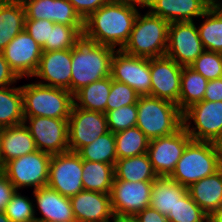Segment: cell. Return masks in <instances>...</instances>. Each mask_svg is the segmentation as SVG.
<instances>
[{
	"label": "cell",
	"mask_w": 222,
	"mask_h": 222,
	"mask_svg": "<svg viewBox=\"0 0 222 222\" xmlns=\"http://www.w3.org/2000/svg\"><path fill=\"white\" fill-rule=\"evenodd\" d=\"M183 125L178 105L150 95L137 102V124L149 140L176 132Z\"/></svg>",
	"instance_id": "cell-5"
},
{
	"label": "cell",
	"mask_w": 222,
	"mask_h": 222,
	"mask_svg": "<svg viewBox=\"0 0 222 222\" xmlns=\"http://www.w3.org/2000/svg\"><path fill=\"white\" fill-rule=\"evenodd\" d=\"M82 171L83 160L77 152L52 155L47 186L71 198L84 190Z\"/></svg>",
	"instance_id": "cell-9"
},
{
	"label": "cell",
	"mask_w": 222,
	"mask_h": 222,
	"mask_svg": "<svg viewBox=\"0 0 222 222\" xmlns=\"http://www.w3.org/2000/svg\"><path fill=\"white\" fill-rule=\"evenodd\" d=\"M220 147V151H222V140L218 143Z\"/></svg>",
	"instance_id": "cell-52"
},
{
	"label": "cell",
	"mask_w": 222,
	"mask_h": 222,
	"mask_svg": "<svg viewBox=\"0 0 222 222\" xmlns=\"http://www.w3.org/2000/svg\"><path fill=\"white\" fill-rule=\"evenodd\" d=\"M192 140L183 125L174 133L149 140L147 155L158 176H169Z\"/></svg>",
	"instance_id": "cell-12"
},
{
	"label": "cell",
	"mask_w": 222,
	"mask_h": 222,
	"mask_svg": "<svg viewBox=\"0 0 222 222\" xmlns=\"http://www.w3.org/2000/svg\"><path fill=\"white\" fill-rule=\"evenodd\" d=\"M108 129L116 133L137 124V104L122 106L105 113Z\"/></svg>",
	"instance_id": "cell-39"
},
{
	"label": "cell",
	"mask_w": 222,
	"mask_h": 222,
	"mask_svg": "<svg viewBox=\"0 0 222 222\" xmlns=\"http://www.w3.org/2000/svg\"><path fill=\"white\" fill-rule=\"evenodd\" d=\"M208 222H222V206L208 216Z\"/></svg>",
	"instance_id": "cell-48"
},
{
	"label": "cell",
	"mask_w": 222,
	"mask_h": 222,
	"mask_svg": "<svg viewBox=\"0 0 222 222\" xmlns=\"http://www.w3.org/2000/svg\"><path fill=\"white\" fill-rule=\"evenodd\" d=\"M114 174L115 180L128 182L154 181L158 177L153 170L147 153L117 159Z\"/></svg>",
	"instance_id": "cell-27"
},
{
	"label": "cell",
	"mask_w": 222,
	"mask_h": 222,
	"mask_svg": "<svg viewBox=\"0 0 222 222\" xmlns=\"http://www.w3.org/2000/svg\"><path fill=\"white\" fill-rule=\"evenodd\" d=\"M212 5V0H152L147 7L152 14L172 23L202 18Z\"/></svg>",
	"instance_id": "cell-21"
},
{
	"label": "cell",
	"mask_w": 222,
	"mask_h": 222,
	"mask_svg": "<svg viewBox=\"0 0 222 222\" xmlns=\"http://www.w3.org/2000/svg\"><path fill=\"white\" fill-rule=\"evenodd\" d=\"M53 26L54 22L50 20L25 19L24 29L41 47H43L45 42L49 41L50 27Z\"/></svg>",
	"instance_id": "cell-41"
},
{
	"label": "cell",
	"mask_w": 222,
	"mask_h": 222,
	"mask_svg": "<svg viewBox=\"0 0 222 222\" xmlns=\"http://www.w3.org/2000/svg\"><path fill=\"white\" fill-rule=\"evenodd\" d=\"M110 90L111 76L94 81L74 94V105L85 110L106 113Z\"/></svg>",
	"instance_id": "cell-28"
},
{
	"label": "cell",
	"mask_w": 222,
	"mask_h": 222,
	"mask_svg": "<svg viewBox=\"0 0 222 222\" xmlns=\"http://www.w3.org/2000/svg\"><path fill=\"white\" fill-rule=\"evenodd\" d=\"M111 220H113L112 222H139L135 215L113 214Z\"/></svg>",
	"instance_id": "cell-47"
},
{
	"label": "cell",
	"mask_w": 222,
	"mask_h": 222,
	"mask_svg": "<svg viewBox=\"0 0 222 222\" xmlns=\"http://www.w3.org/2000/svg\"><path fill=\"white\" fill-rule=\"evenodd\" d=\"M153 181L113 180L110 200L113 214L136 215L150 206Z\"/></svg>",
	"instance_id": "cell-15"
},
{
	"label": "cell",
	"mask_w": 222,
	"mask_h": 222,
	"mask_svg": "<svg viewBox=\"0 0 222 222\" xmlns=\"http://www.w3.org/2000/svg\"><path fill=\"white\" fill-rule=\"evenodd\" d=\"M76 222H110V194L82 190L70 198Z\"/></svg>",
	"instance_id": "cell-20"
},
{
	"label": "cell",
	"mask_w": 222,
	"mask_h": 222,
	"mask_svg": "<svg viewBox=\"0 0 222 222\" xmlns=\"http://www.w3.org/2000/svg\"><path fill=\"white\" fill-rule=\"evenodd\" d=\"M169 222H208V215L187 192L167 216Z\"/></svg>",
	"instance_id": "cell-36"
},
{
	"label": "cell",
	"mask_w": 222,
	"mask_h": 222,
	"mask_svg": "<svg viewBox=\"0 0 222 222\" xmlns=\"http://www.w3.org/2000/svg\"><path fill=\"white\" fill-rule=\"evenodd\" d=\"M111 77L127 84L140 96H151L150 58L116 49L111 60Z\"/></svg>",
	"instance_id": "cell-10"
},
{
	"label": "cell",
	"mask_w": 222,
	"mask_h": 222,
	"mask_svg": "<svg viewBox=\"0 0 222 222\" xmlns=\"http://www.w3.org/2000/svg\"><path fill=\"white\" fill-rule=\"evenodd\" d=\"M114 1H120V2H125V3H131L134 5H138L141 8L147 7L152 0H114Z\"/></svg>",
	"instance_id": "cell-49"
},
{
	"label": "cell",
	"mask_w": 222,
	"mask_h": 222,
	"mask_svg": "<svg viewBox=\"0 0 222 222\" xmlns=\"http://www.w3.org/2000/svg\"><path fill=\"white\" fill-rule=\"evenodd\" d=\"M71 61L72 49L43 51L38 69L32 77L42 79V82H36L41 85L71 92Z\"/></svg>",
	"instance_id": "cell-18"
},
{
	"label": "cell",
	"mask_w": 222,
	"mask_h": 222,
	"mask_svg": "<svg viewBox=\"0 0 222 222\" xmlns=\"http://www.w3.org/2000/svg\"><path fill=\"white\" fill-rule=\"evenodd\" d=\"M84 26H68L54 23L50 27L49 41L45 42L42 51L72 49L83 38Z\"/></svg>",
	"instance_id": "cell-35"
},
{
	"label": "cell",
	"mask_w": 222,
	"mask_h": 222,
	"mask_svg": "<svg viewBox=\"0 0 222 222\" xmlns=\"http://www.w3.org/2000/svg\"><path fill=\"white\" fill-rule=\"evenodd\" d=\"M139 222H169L168 218L149 206L135 215Z\"/></svg>",
	"instance_id": "cell-46"
},
{
	"label": "cell",
	"mask_w": 222,
	"mask_h": 222,
	"mask_svg": "<svg viewBox=\"0 0 222 222\" xmlns=\"http://www.w3.org/2000/svg\"><path fill=\"white\" fill-rule=\"evenodd\" d=\"M25 18L21 0H0V52L24 30Z\"/></svg>",
	"instance_id": "cell-26"
},
{
	"label": "cell",
	"mask_w": 222,
	"mask_h": 222,
	"mask_svg": "<svg viewBox=\"0 0 222 222\" xmlns=\"http://www.w3.org/2000/svg\"><path fill=\"white\" fill-rule=\"evenodd\" d=\"M52 155L36 150L7 162L1 171L18 190L33 187L34 190L47 186L49 165Z\"/></svg>",
	"instance_id": "cell-8"
},
{
	"label": "cell",
	"mask_w": 222,
	"mask_h": 222,
	"mask_svg": "<svg viewBox=\"0 0 222 222\" xmlns=\"http://www.w3.org/2000/svg\"><path fill=\"white\" fill-rule=\"evenodd\" d=\"M36 222H57V221H36Z\"/></svg>",
	"instance_id": "cell-53"
},
{
	"label": "cell",
	"mask_w": 222,
	"mask_h": 222,
	"mask_svg": "<svg viewBox=\"0 0 222 222\" xmlns=\"http://www.w3.org/2000/svg\"><path fill=\"white\" fill-rule=\"evenodd\" d=\"M169 25L167 20L149 10L145 15H141L139 11L129 39L121 50L145 58L165 56Z\"/></svg>",
	"instance_id": "cell-4"
},
{
	"label": "cell",
	"mask_w": 222,
	"mask_h": 222,
	"mask_svg": "<svg viewBox=\"0 0 222 222\" xmlns=\"http://www.w3.org/2000/svg\"><path fill=\"white\" fill-rule=\"evenodd\" d=\"M80 17L85 20L91 13L112 0H68Z\"/></svg>",
	"instance_id": "cell-42"
},
{
	"label": "cell",
	"mask_w": 222,
	"mask_h": 222,
	"mask_svg": "<svg viewBox=\"0 0 222 222\" xmlns=\"http://www.w3.org/2000/svg\"><path fill=\"white\" fill-rule=\"evenodd\" d=\"M24 123L21 86L0 88V128Z\"/></svg>",
	"instance_id": "cell-32"
},
{
	"label": "cell",
	"mask_w": 222,
	"mask_h": 222,
	"mask_svg": "<svg viewBox=\"0 0 222 222\" xmlns=\"http://www.w3.org/2000/svg\"><path fill=\"white\" fill-rule=\"evenodd\" d=\"M114 178V165L83 160L84 190L110 194Z\"/></svg>",
	"instance_id": "cell-30"
},
{
	"label": "cell",
	"mask_w": 222,
	"mask_h": 222,
	"mask_svg": "<svg viewBox=\"0 0 222 222\" xmlns=\"http://www.w3.org/2000/svg\"><path fill=\"white\" fill-rule=\"evenodd\" d=\"M114 48L82 38L72 48L71 93L94 81L111 76Z\"/></svg>",
	"instance_id": "cell-2"
},
{
	"label": "cell",
	"mask_w": 222,
	"mask_h": 222,
	"mask_svg": "<svg viewBox=\"0 0 222 222\" xmlns=\"http://www.w3.org/2000/svg\"><path fill=\"white\" fill-rule=\"evenodd\" d=\"M37 150L26 124L0 128V169L9 161Z\"/></svg>",
	"instance_id": "cell-23"
},
{
	"label": "cell",
	"mask_w": 222,
	"mask_h": 222,
	"mask_svg": "<svg viewBox=\"0 0 222 222\" xmlns=\"http://www.w3.org/2000/svg\"><path fill=\"white\" fill-rule=\"evenodd\" d=\"M24 124L34 138L37 150L50 155L69 151L68 119L24 117Z\"/></svg>",
	"instance_id": "cell-13"
},
{
	"label": "cell",
	"mask_w": 222,
	"mask_h": 222,
	"mask_svg": "<svg viewBox=\"0 0 222 222\" xmlns=\"http://www.w3.org/2000/svg\"><path fill=\"white\" fill-rule=\"evenodd\" d=\"M182 120L192 140L215 143L222 140V101L195 103L182 113Z\"/></svg>",
	"instance_id": "cell-7"
},
{
	"label": "cell",
	"mask_w": 222,
	"mask_h": 222,
	"mask_svg": "<svg viewBox=\"0 0 222 222\" xmlns=\"http://www.w3.org/2000/svg\"><path fill=\"white\" fill-rule=\"evenodd\" d=\"M117 159L147 153L149 139L137 126L114 133Z\"/></svg>",
	"instance_id": "cell-33"
},
{
	"label": "cell",
	"mask_w": 222,
	"mask_h": 222,
	"mask_svg": "<svg viewBox=\"0 0 222 222\" xmlns=\"http://www.w3.org/2000/svg\"><path fill=\"white\" fill-rule=\"evenodd\" d=\"M17 189L0 169V212H5Z\"/></svg>",
	"instance_id": "cell-43"
},
{
	"label": "cell",
	"mask_w": 222,
	"mask_h": 222,
	"mask_svg": "<svg viewBox=\"0 0 222 222\" xmlns=\"http://www.w3.org/2000/svg\"><path fill=\"white\" fill-rule=\"evenodd\" d=\"M208 81L222 77V53L204 50L190 65Z\"/></svg>",
	"instance_id": "cell-37"
},
{
	"label": "cell",
	"mask_w": 222,
	"mask_h": 222,
	"mask_svg": "<svg viewBox=\"0 0 222 222\" xmlns=\"http://www.w3.org/2000/svg\"><path fill=\"white\" fill-rule=\"evenodd\" d=\"M25 19H46L68 26H84V20L68 0H21Z\"/></svg>",
	"instance_id": "cell-19"
},
{
	"label": "cell",
	"mask_w": 222,
	"mask_h": 222,
	"mask_svg": "<svg viewBox=\"0 0 222 222\" xmlns=\"http://www.w3.org/2000/svg\"><path fill=\"white\" fill-rule=\"evenodd\" d=\"M208 80L190 66L182 69L178 108L183 113L191 105L203 101Z\"/></svg>",
	"instance_id": "cell-29"
},
{
	"label": "cell",
	"mask_w": 222,
	"mask_h": 222,
	"mask_svg": "<svg viewBox=\"0 0 222 222\" xmlns=\"http://www.w3.org/2000/svg\"><path fill=\"white\" fill-rule=\"evenodd\" d=\"M188 193L193 201L209 216L222 206V167L214 174L192 183Z\"/></svg>",
	"instance_id": "cell-24"
},
{
	"label": "cell",
	"mask_w": 222,
	"mask_h": 222,
	"mask_svg": "<svg viewBox=\"0 0 222 222\" xmlns=\"http://www.w3.org/2000/svg\"><path fill=\"white\" fill-rule=\"evenodd\" d=\"M138 13L136 5L112 0L84 20L83 38L114 49L118 46L121 50L129 39Z\"/></svg>",
	"instance_id": "cell-1"
},
{
	"label": "cell",
	"mask_w": 222,
	"mask_h": 222,
	"mask_svg": "<svg viewBox=\"0 0 222 222\" xmlns=\"http://www.w3.org/2000/svg\"><path fill=\"white\" fill-rule=\"evenodd\" d=\"M36 206L43 217L36 221L76 222L70 198L62 196L56 190L45 186L33 190Z\"/></svg>",
	"instance_id": "cell-22"
},
{
	"label": "cell",
	"mask_w": 222,
	"mask_h": 222,
	"mask_svg": "<svg viewBox=\"0 0 222 222\" xmlns=\"http://www.w3.org/2000/svg\"><path fill=\"white\" fill-rule=\"evenodd\" d=\"M221 2L222 1H220V0H212V3L215 4V5H222Z\"/></svg>",
	"instance_id": "cell-51"
},
{
	"label": "cell",
	"mask_w": 222,
	"mask_h": 222,
	"mask_svg": "<svg viewBox=\"0 0 222 222\" xmlns=\"http://www.w3.org/2000/svg\"><path fill=\"white\" fill-rule=\"evenodd\" d=\"M182 69L166 55L150 58L151 96L178 105Z\"/></svg>",
	"instance_id": "cell-17"
},
{
	"label": "cell",
	"mask_w": 222,
	"mask_h": 222,
	"mask_svg": "<svg viewBox=\"0 0 222 222\" xmlns=\"http://www.w3.org/2000/svg\"><path fill=\"white\" fill-rule=\"evenodd\" d=\"M42 47L24 29L2 51L10 68L20 78L32 77L38 69Z\"/></svg>",
	"instance_id": "cell-16"
},
{
	"label": "cell",
	"mask_w": 222,
	"mask_h": 222,
	"mask_svg": "<svg viewBox=\"0 0 222 222\" xmlns=\"http://www.w3.org/2000/svg\"><path fill=\"white\" fill-rule=\"evenodd\" d=\"M0 222H11V220L6 216L5 212H0Z\"/></svg>",
	"instance_id": "cell-50"
},
{
	"label": "cell",
	"mask_w": 222,
	"mask_h": 222,
	"mask_svg": "<svg viewBox=\"0 0 222 222\" xmlns=\"http://www.w3.org/2000/svg\"><path fill=\"white\" fill-rule=\"evenodd\" d=\"M140 95L125 83L113 80L111 77V90L106 103V112L122 106L137 104Z\"/></svg>",
	"instance_id": "cell-40"
},
{
	"label": "cell",
	"mask_w": 222,
	"mask_h": 222,
	"mask_svg": "<svg viewBox=\"0 0 222 222\" xmlns=\"http://www.w3.org/2000/svg\"><path fill=\"white\" fill-rule=\"evenodd\" d=\"M204 50L194 21L170 23L166 56L185 67L190 66Z\"/></svg>",
	"instance_id": "cell-14"
},
{
	"label": "cell",
	"mask_w": 222,
	"mask_h": 222,
	"mask_svg": "<svg viewBox=\"0 0 222 222\" xmlns=\"http://www.w3.org/2000/svg\"><path fill=\"white\" fill-rule=\"evenodd\" d=\"M221 167L222 155L218 143L191 140L169 177L188 188Z\"/></svg>",
	"instance_id": "cell-3"
},
{
	"label": "cell",
	"mask_w": 222,
	"mask_h": 222,
	"mask_svg": "<svg viewBox=\"0 0 222 222\" xmlns=\"http://www.w3.org/2000/svg\"><path fill=\"white\" fill-rule=\"evenodd\" d=\"M202 17L197 29L204 49L222 53V5L213 4Z\"/></svg>",
	"instance_id": "cell-31"
},
{
	"label": "cell",
	"mask_w": 222,
	"mask_h": 222,
	"mask_svg": "<svg viewBox=\"0 0 222 222\" xmlns=\"http://www.w3.org/2000/svg\"><path fill=\"white\" fill-rule=\"evenodd\" d=\"M187 192L186 186L175 182L169 176H158L152 184L150 206L167 216Z\"/></svg>",
	"instance_id": "cell-25"
},
{
	"label": "cell",
	"mask_w": 222,
	"mask_h": 222,
	"mask_svg": "<svg viewBox=\"0 0 222 222\" xmlns=\"http://www.w3.org/2000/svg\"><path fill=\"white\" fill-rule=\"evenodd\" d=\"M203 100L222 101V77L208 82Z\"/></svg>",
	"instance_id": "cell-45"
},
{
	"label": "cell",
	"mask_w": 222,
	"mask_h": 222,
	"mask_svg": "<svg viewBox=\"0 0 222 222\" xmlns=\"http://www.w3.org/2000/svg\"><path fill=\"white\" fill-rule=\"evenodd\" d=\"M82 160L103 162L115 166L117 161L115 137L111 131L99 136L89 145L82 147L77 152Z\"/></svg>",
	"instance_id": "cell-34"
},
{
	"label": "cell",
	"mask_w": 222,
	"mask_h": 222,
	"mask_svg": "<svg viewBox=\"0 0 222 222\" xmlns=\"http://www.w3.org/2000/svg\"><path fill=\"white\" fill-rule=\"evenodd\" d=\"M35 203L30 198L22 196L16 191L5 210L6 216L11 222H36Z\"/></svg>",
	"instance_id": "cell-38"
},
{
	"label": "cell",
	"mask_w": 222,
	"mask_h": 222,
	"mask_svg": "<svg viewBox=\"0 0 222 222\" xmlns=\"http://www.w3.org/2000/svg\"><path fill=\"white\" fill-rule=\"evenodd\" d=\"M24 117L68 119L74 105V95L63 88L39 83L21 86Z\"/></svg>",
	"instance_id": "cell-6"
},
{
	"label": "cell",
	"mask_w": 222,
	"mask_h": 222,
	"mask_svg": "<svg viewBox=\"0 0 222 222\" xmlns=\"http://www.w3.org/2000/svg\"><path fill=\"white\" fill-rule=\"evenodd\" d=\"M20 78L10 68L9 64L4 58L2 52H0V88L6 86H13Z\"/></svg>",
	"instance_id": "cell-44"
},
{
	"label": "cell",
	"mask_w": 222,
	"mask_h": 222,
	"mask_svg": "<svg viewBox=\"0 0 222 222\" xmlns=\"http://www.w3.org/2000/svg\"><path fill=\"white\" fill-rule=\"evenodd\" d=\"M107 132L109 129L105 113L89 111L73 105L68 118L69 151L78 152Z\"/></svg>",
	"instance_id": "cell-11"
}]
</instances>
